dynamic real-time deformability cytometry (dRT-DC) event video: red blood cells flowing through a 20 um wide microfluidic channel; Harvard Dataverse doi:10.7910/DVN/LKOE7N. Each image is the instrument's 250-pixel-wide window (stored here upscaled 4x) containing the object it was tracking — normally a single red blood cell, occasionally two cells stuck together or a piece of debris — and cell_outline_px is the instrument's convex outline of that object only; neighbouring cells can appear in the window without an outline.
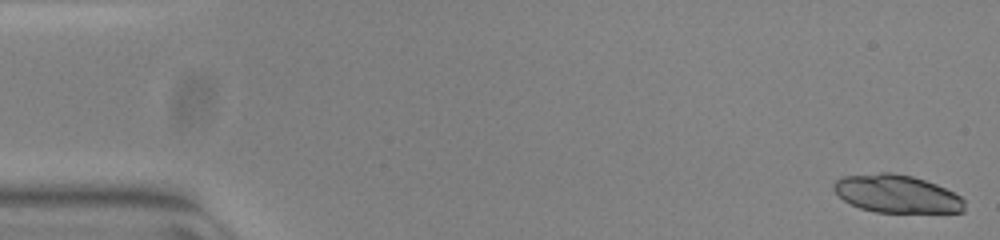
{"species": "common noctule bat (a hibernating species)", "species_latin": "Nyctalus noctula", "temperature_condition": "warm", "stored_images_in_passage": 29, "camera_frame_rate_fps": 3000, "um_per_image_px": 0.085, "animal": {"sex": "female", "body_mass_g": 23.0, "forearm_length_mm": 53.4}, "frame": {"image": 1, "passage_image": 1, "time_ms": 0.0, "image_size_px": [1000, 240], "cell_outline_px": [[964, 212], [876, 212], [860, 208], [844, 200], [832, 188], [832, 184], [836, 180], [844, 176], [880, 172], [892, 172], [912, 176], [936, 184], [960, 196], [964, 200]], "centroid_in_image_um": [76.2, 16.47], "position_along_channel_um": 8.8, "area_um2": 28.73}}
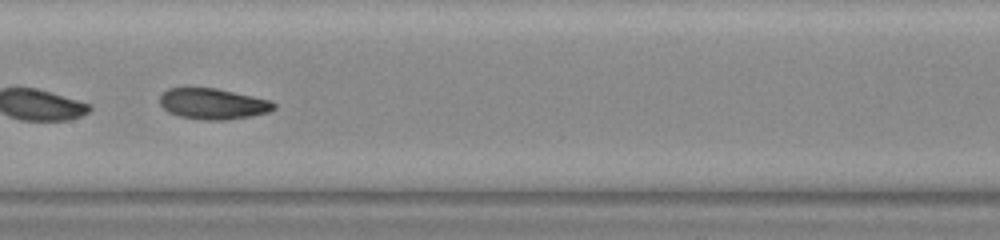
{"frame": {"image": 2, "passage_image": 27, "time_ms": 8.667, "image_size_px": [1000, 240], "cell_outline_px": [[276, 108], [268, 112], [248, 116], [224, 120], [208, 120], [180, 116], [168, 112], [160, 104], [160, 96], [168, 88], [216, 88], [272, 100], [276, 104]], "centroid_in_image_um": [18.12, 8.81], "position_along_channel_um": 189.3, "area_um2": 20.35}}